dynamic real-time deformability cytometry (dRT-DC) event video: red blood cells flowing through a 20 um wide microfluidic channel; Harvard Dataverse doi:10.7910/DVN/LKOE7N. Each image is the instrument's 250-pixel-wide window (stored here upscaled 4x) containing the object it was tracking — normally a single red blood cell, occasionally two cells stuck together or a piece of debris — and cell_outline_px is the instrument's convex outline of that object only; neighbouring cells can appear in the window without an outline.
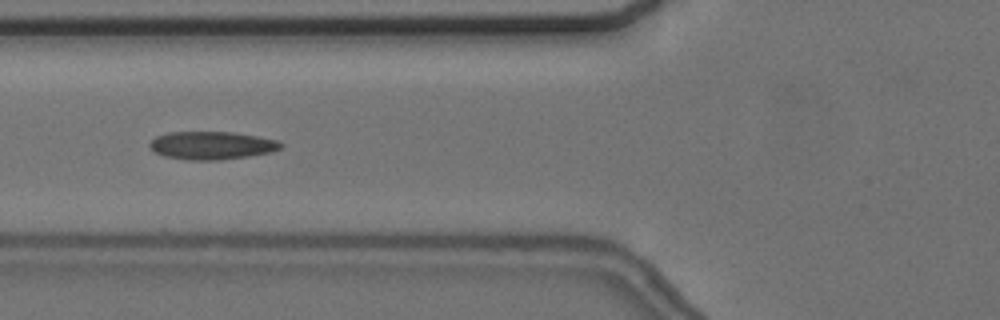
{"species": "common noctule bat (a hibernating species)", "species_latin": "Nyctalus noctula", "temperature_condition": "cold", "stored_images_in_passage": 40, "camera_frame_rate_fps": 3000, "um_per_image_px": 0.085, "animal": {"sex": "female", "body_mass_g": 24.6, "forearm_length_mm": 56.2}, "frame": {"image": 1, "passage_image": 7, "time_ms": 2.0, "image_size_px": [1000, 320], "cell_outline_px": [[284, 144], [280, 148], [272, 152], [248, 156], [220, 160], [188, 160], [164, 156], [156, 152], [148, 144], [156, 136], [168, 132], [232, 132], [256, 136], [276, 140]], "centroid_in_image_um": [18.0, 12.36], "position_along_channel_um": 107.8, "area_um2": 21.27}}
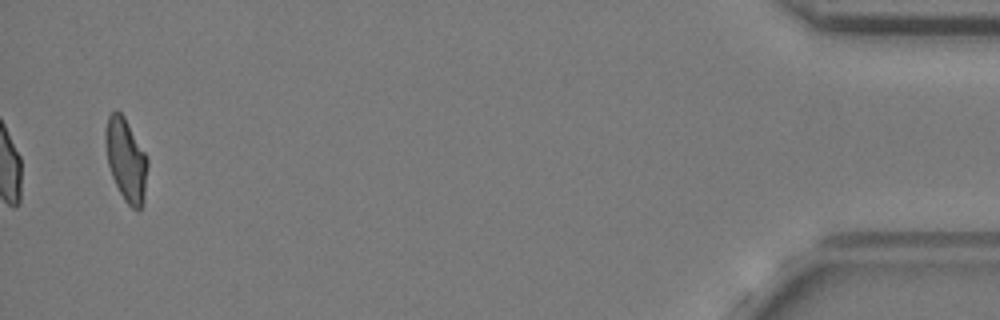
{"frame": {"image": 2, "passage_image": 40, "time_ms": 13.0, "image_size_px": [1000, 320], "cell_outline_px": [[148, 164], [144, 200], [140, 208], [136, 212], [124, 200], [112, 176], [108, 164], [104, 144], [104, 132], [108, 116], [116, 108], [124, 116], [144, 152], [148, 160]], "centroid_in_image_um": [10.69, 13.58], "position_along_channel_um": 424.5, "area_um2": 20.35}, "authors_computed_cell_mechanics": {"area_um2": 20.9814, "velocity_mm_per_s": 3.653, "shape_relaxation_time_tau1_ms": null, "shape_relaxation_time_tau2_ms": 2.5978, "deformation_change_tau1": null, "deformation_change_tau2": 0.1009}}